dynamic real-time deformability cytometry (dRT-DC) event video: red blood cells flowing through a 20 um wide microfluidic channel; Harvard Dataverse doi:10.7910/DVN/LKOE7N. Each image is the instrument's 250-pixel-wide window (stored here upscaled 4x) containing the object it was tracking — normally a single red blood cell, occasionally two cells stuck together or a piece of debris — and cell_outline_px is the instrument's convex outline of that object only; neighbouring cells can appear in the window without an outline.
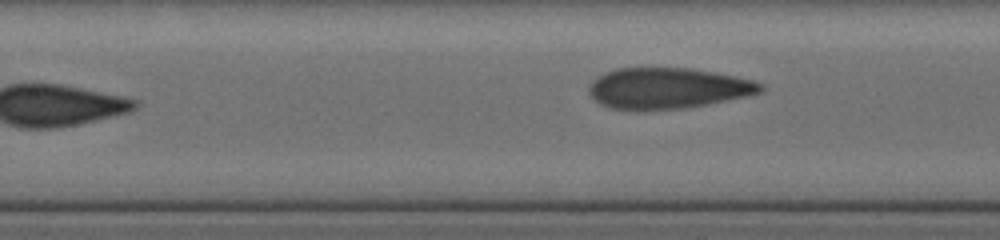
{"species": "human", "species_latin": "Homo sapiens", "temperature_condition": "cold", "stored_images_in_passage": 15, "camera_frame_rate_fps": 3000, "um_per_image_px": 0.085, "donor": {"sex": "female"}, "frame": {"image": 1, "passage_image": 15, "time_ms": 6.667, "image_size_px": [1000, 240], "cell_outline_px": [[764, 88], [760, 92], [744, 96], [708, 104], [680, 108], [612, 108], [600, 104], [588, 92], [588, 88], [592, 80], [604, 72], [616, 68], [692, 68], [736, 76], [752, 80], [764, 84]], "centroid_in_image_um": [56.76, 7.46], "position_along_channel_um": 150.6, "area_um2": 40.23}}